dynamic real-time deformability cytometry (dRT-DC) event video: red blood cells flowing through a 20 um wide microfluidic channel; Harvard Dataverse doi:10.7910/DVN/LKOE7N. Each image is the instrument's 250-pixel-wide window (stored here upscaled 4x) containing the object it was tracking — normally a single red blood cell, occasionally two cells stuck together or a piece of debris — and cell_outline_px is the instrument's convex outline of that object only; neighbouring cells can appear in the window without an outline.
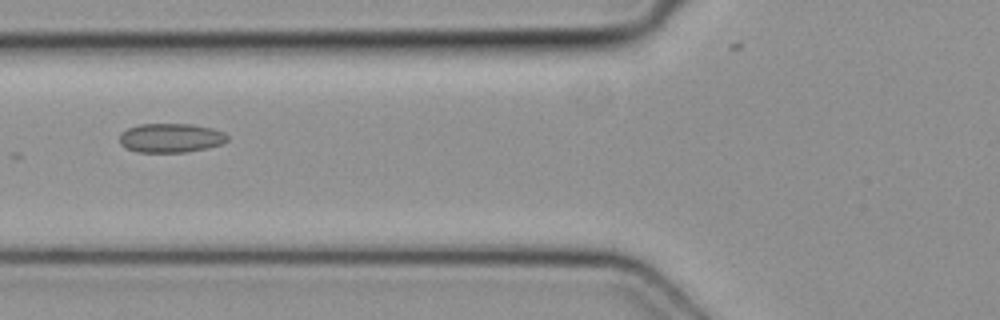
{"species": "common noctule bat (a hibernating species)", "species_latin": "Nyctalus noctula", "temperature_condition": "cold", "stored_images_in_passage": 4, "camera_frame_rate_fps": 3000, "um_per_image_px": 0.085, "animal": {"sex": "female", "body_mass_g": 19.3, "forearm_length_mm": 54.1}, "frame": {"image": 1, "passage_image": 3, "time_ms": 0.667, "image_size_px": [1000, 320], "cell_outline_px": [[228, 140], [224, 144], [208, 148], [184, 152], [140, 152], [128, 148], [120, 144], [120, 132], [128, 128], [140, 124], [192, 124], [212, 128], [224, 132], [228, 136]], "centroid_in_image_um": [14.55, 11.72], "position_along_channel_um": 111.2, "area_um2": 18.38}}